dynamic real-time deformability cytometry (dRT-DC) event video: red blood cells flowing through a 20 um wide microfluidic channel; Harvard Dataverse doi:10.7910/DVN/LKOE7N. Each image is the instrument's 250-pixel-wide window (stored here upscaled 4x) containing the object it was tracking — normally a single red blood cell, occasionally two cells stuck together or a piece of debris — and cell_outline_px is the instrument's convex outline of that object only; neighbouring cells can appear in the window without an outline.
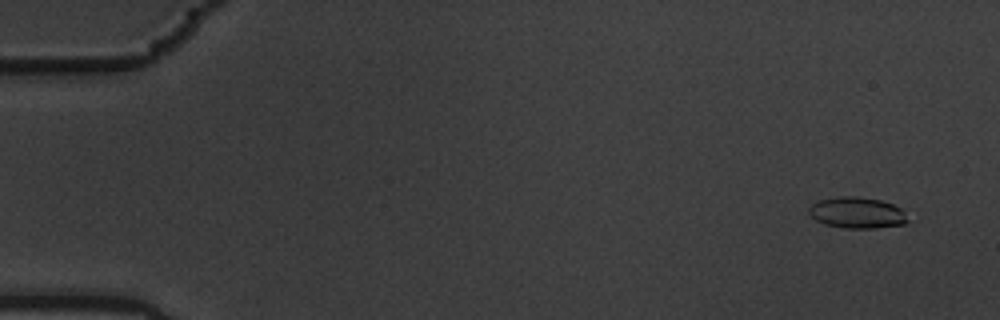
{"species": "common noctule bat (a hibernating species)", "species_latin": "Nyctalus noctula", "temperature_condition": "warm", "stored_images_in_passage": 58, "camera_frame_rate_fps": 3000, "um_per_image_px": 0.085, "animal": {"sex": "male", "body_mass_g": 19.5, "forearm_length_mm": 54.6}, "frame": {"image": 1, "passage_image": 4, "time_ms": 1.0, "image_size_px": [1000, 320], "cell_outline_px": [[908, 220], [904, 224], [876, 228], [844, 228], [824, 224], [816, 220], [808, 212], [808, 208], [812, 204], [820, 200], [840, 196], [856, 196], [880, 200], [892, 204], [900, 208], [904, 212]], "centroid_in_image_um": [72.84, 18.08], "position_along_channel_um": 12.2, "area_um2": 17.86}}
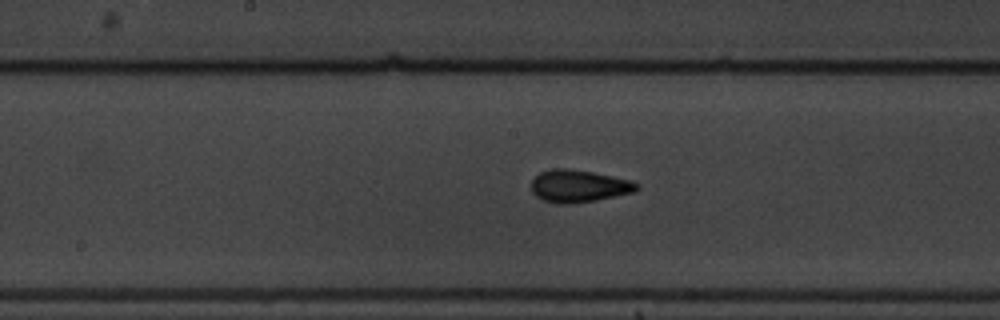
{"frame": {"image": 2, "passage_image": 31, "time_ms": 10.0, "image_size_px": [1000, 320], "cell_outline_px": [[640, 188], [632, 192], [596, 200], [572, 204], [556, 204], [544, 200], [536, 196], [532, 192], [532, 180], [540, 172], [552, 168], [572, 168], [612, 176], [628, 180], [640, 184]], "centroid_in_image_um": [49.17, 15.81], "position_along_channel_um": 199.0, "area_um2": 19.88}}
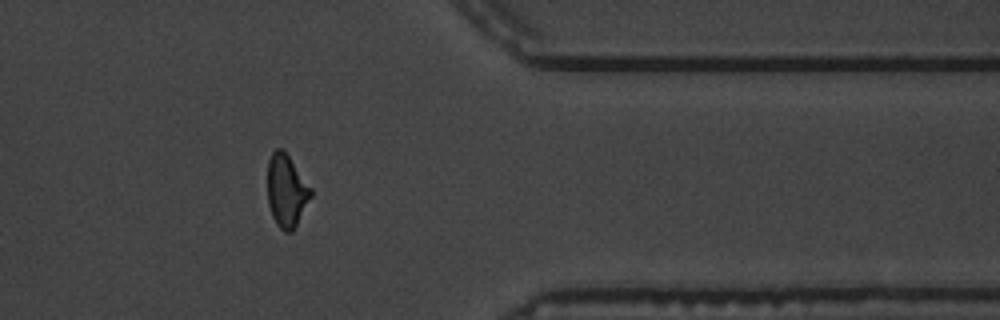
{"frame": {"image": 3, "passage_image": 48, "time_ms": 15.667, "image_size_px": [1000, 320], "cell_outline_px": [[312, 196], [292, 232], [284, 232], [276, 224], [272, 216], [268, 204], [268, 160], [272, 152], [276, 148], [284, 148], [312, 188]], "centroid_in_image_um": [24.36, 16.19], "position_along_channel_um": 387.0, "area_um2": 18.55}, "authors_computed_cell_mechanics": {"area_um2": 18.1492, "velocity_mm_per_s": 3.5588, "shape_relaxation_time_tau1_ms": 3.5913, "shape_relaxation_time_tau2_ms": 1.4009, "deformation_change_tau1": 0.1496, "deformation_change_tau2": 0.0884}}